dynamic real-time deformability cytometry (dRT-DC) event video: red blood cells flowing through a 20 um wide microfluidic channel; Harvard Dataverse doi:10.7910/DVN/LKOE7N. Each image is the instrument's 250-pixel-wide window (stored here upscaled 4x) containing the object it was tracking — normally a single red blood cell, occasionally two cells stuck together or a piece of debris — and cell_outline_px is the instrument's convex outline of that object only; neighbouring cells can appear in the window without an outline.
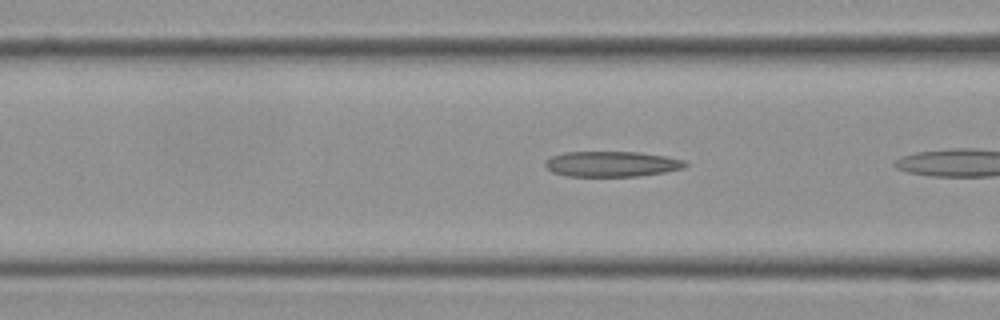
{"species": "Egyptian fruit bat (a non-hibernating species)", "species_latin": "Rousettus aegyptiacus", "temperature_condition": "cold", "stored_images_in_passage": 6, "camera_frame_rate_fps": 3000, "um_per_image_px": 0.085, "frame": {"image": 1, "passage_image": 5, "time_ms": 1.333, "image_size_px": [1000, 320], "cell_outline_px": [[688, 164], [684, 168], [664, 172], [636, 176], [568, 176], [552, 172], [544, 164], [544, 160], [552, 156], [564, 152], [640, 152], [664, 156], [684, 160]], "centroid_in_image_um": [51.98, 13.93], "position_along_channel_um": 114.6, "area_um2": 20.69}}